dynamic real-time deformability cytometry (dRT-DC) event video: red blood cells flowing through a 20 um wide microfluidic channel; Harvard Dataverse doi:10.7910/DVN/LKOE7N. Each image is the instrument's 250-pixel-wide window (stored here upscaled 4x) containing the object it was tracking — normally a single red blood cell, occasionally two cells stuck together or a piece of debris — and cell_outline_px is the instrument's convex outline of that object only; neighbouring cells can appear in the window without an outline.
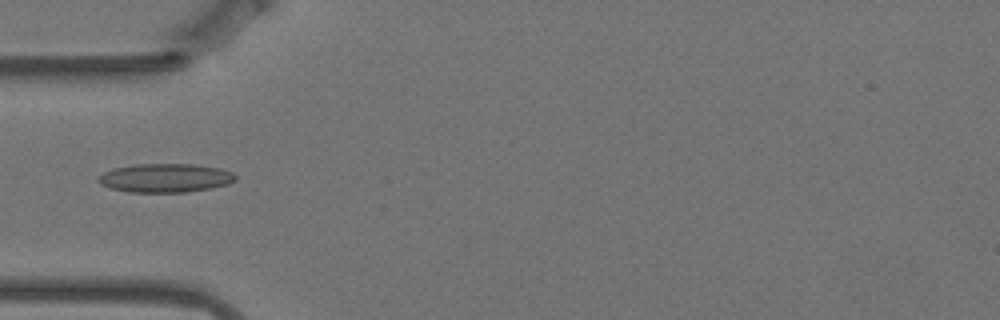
{"species": "Egyptian fruit bat (a non-hibernating species)", "species_latin": "Rousettus aegyptiacus", "temperature_condition": "warm", "stored_images_in_passage": 9, "camera_frame_rate_fps": 3000, "um_per_image_px": 0.085, "animal": {"sex": "female"}, "frame": {"image": 1, "passage_image": 3, "time_ms": 0.667, "image_size_px": [1000, 320], "cell_outline_px": [[236, 180], [228, 184], [208, 188], [184, 192], [128, 192], [112, 188], [100, 184], [96, 180], [104, 172], [112, 168], [132, 164], [192, 164], [220, 168], [232, 172], [236, 176]], "centroid_in_image_um": [14.03, 15.12], "position_along_channel_um": 71.0, "area_um2": 22.95}}
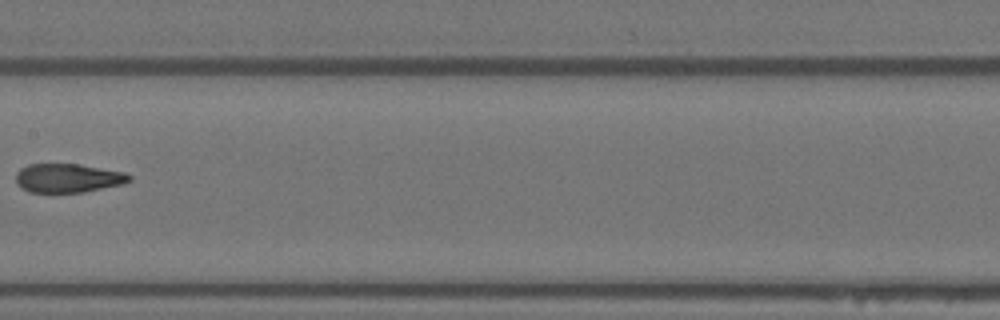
{"frame": {"image": 2, "passage_image": 6, "time_ms": 1.667, "image_size_px": [1000, 320], "cell_outline_px": [[132, 180], [124, 184], [84, 192], [28, 192], [20, 188], [16, 184], [16, 172], [20, 168], [28, 164], [80, 164], [124, 172], [132, 176]], "centroid_in_image_um": [5.77, 15.14], "position_along_channel_um": 201.6, "area_um2": 19.31}}
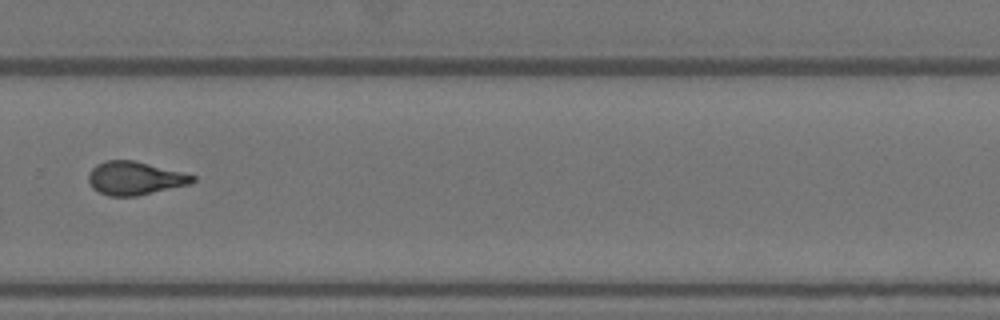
{"frame": {"image": 3, "passage_image": 9, "time_ms": 2.667, "image_size_px": [1000, 320], "cell_outline_px": [[196, 180], [192, 184], [136, 196], [108, 196], [92, 188], [88, 180], [88, 172], [96, 164], [104, 160], [136, 160], [196, 176]], "centroid_in_image_um": [11.45, 15.14], "position_along_channel_um": 318.3, "area_um2": 20.4}}